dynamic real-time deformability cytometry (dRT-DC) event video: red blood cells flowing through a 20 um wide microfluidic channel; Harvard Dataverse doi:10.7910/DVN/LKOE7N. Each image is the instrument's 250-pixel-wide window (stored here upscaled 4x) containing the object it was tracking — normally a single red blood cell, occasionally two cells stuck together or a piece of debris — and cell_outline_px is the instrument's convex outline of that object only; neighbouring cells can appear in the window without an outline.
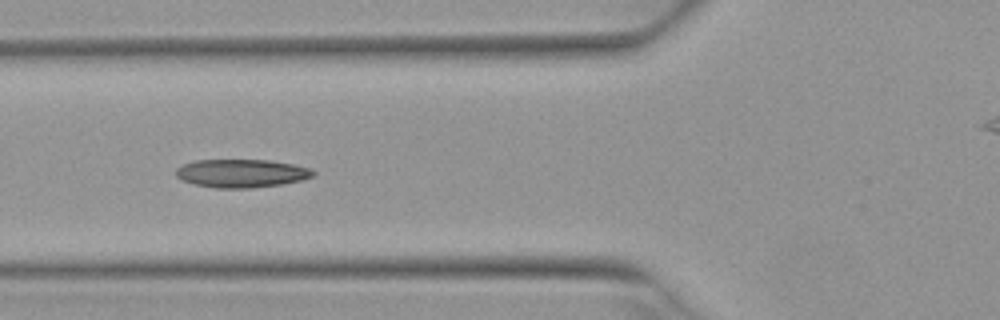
{"species": "Egyptian fruit bat (a non-hibernating species)", "species_latin": "Rousettus aegyptiacus", "temperature_condition": "warm", "stored_images_in_passage": 7, "camera_frame_rate_fps": 3000, "um_per_image_px": 0.085, "animal": {"sex": "female"}, "frame": {"image": 1, "passage_image": 5, "time_ms": 1.333, "image_size_px": [1000, 320], "cell_outline_px": [[316, 172], [312, 176], [304, 180], [280, 184], [252, 188], [216, 188], [196, 184], [180, 180], [176, 176], [176, 168], [184, 164], [196, 160], [268, 160], [292, 164], [308, 168]], "centroid_in_image_um": [20.51, 14.73], "position_along_channel_um": 105.3, "area_um2": 22.48}}
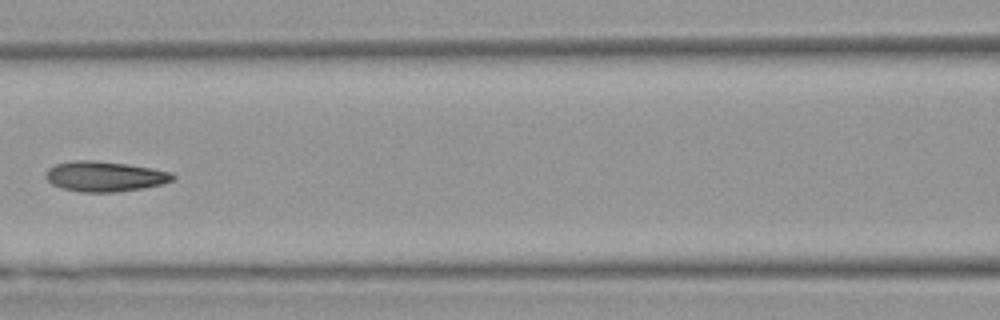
{"frame": {"image": 2, "passage_image": 6, "time_ms": 1.667, "image_size_px": [1000, 320], "cell_outline_px": [[176, 176], [172, 180], [160, 184], [144, 188], [116, 192], [80, 192], [64, 188], [52, 184], [44, 176], [44, 172], [48, 168], [56, 164], [72, 160], [96, 160], [152, 168], [172, 172]], "centroid_in_image_um": [8.88, 14.99], "position_along_channel_um": 157.7, "area_um2": 22.37}}
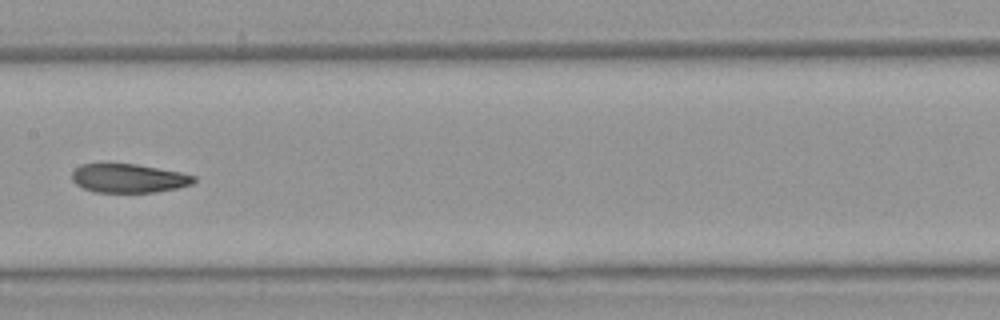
{"frame": {"image": 3, "passage_image": 7, "time_ms": 2.0, "image_size_px": [1000, 320], "cell_outline_px": [[196, 180], [192, 184], [176, 188], [156, 192], [96, 192], [84, 188], [76, 184], [72, 180], [72, 172], [80, 164], [136, 164], [180, 172], [196, 176]], "centroid_in_image_um": [10.94, 15.15], "position_along_channel_um": 196.5, "area_um2": 20.35}}